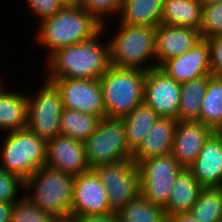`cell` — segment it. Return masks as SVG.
<instances>
[{
	"instance_id": "6da1fadb",
	"label": "cell",
	"mask_w": 222,
	"mask_h": 222,
	"mask_svg": "<svg viewBox=\"0 0 222 222\" xmlns=\"http://www.w3.org/2000/svg\"><path fill=\"white\" fill-rule=\"evenodd\" d=\"M106 30L109 31V27H102L93 38L51 54L44 60V79H100L111 66L107 37L106 42H102Z\"/></svg>"
},
{
	"instance_id": "7a4b0ae2",
	"label": "cell",
	"mask_w": 222,
	"mask_h": 222,
	"mask_svg": "<svg viewBox=\"0 0 222 222\" xmlns=\"http://www.w3.org/2000/svg\"><path fill=\"white\" fill-rule=\"evenodd\" d=\"M35 30L33 40L36 46L46 49V60L61 48L93 38L102 30V25L88 11L76 5L62 7L52 17L37 24Z\"/></svg>"
},
{
	"instance_id": "3957f363",
	"label": "cell",
	"mask_w": 222,
	"mask_h": 222,
	"mask_svg": "<svg viewBox=\"0 0 222 222\" xmlns=\"http://www.w3.org/2000/svg\"><path fill=\"white\" fill-rule=\"evenodd\" d=\"M75 176L42 166L24 182V194L41 211L60 221L71 212Z\"/></svg>"
},
{
	"instance_id": "277c9868",
	"label": "cell",
	"mask_w": 222,
	"mask_h": 222,
	"mask_svg": "<svg viewBox=\"0 0 222 222\" xmlns=\"http://www.w3.org/2000/svg\"><path fill=\"white\" fill-rule=\"evenodd\" d=\"M114 28L110 38L106 36L112 66L144 71L157 67L155 28L118 22Z\"/></svg>"
},
{
	"instance_id": "5b68a950",
	"label": "cell",
	"mask_w": 222,
	"mask_h": 222,
	"mask_svg": "<svg viewBox=\"0 0 222 222\" xmlns=\"http://www.w3.org/2000/svg\"><path fill=\"white\" fill-rule=\"evenodd\" d=\"M146 71L110 66L100 77L108 118H123L144 102Z\"/></svg>"
},
{
	"instance_id": "8992f818",
	"label": "cell",
	"mask_w": 222,
	"mask_h": 222,
	"mask_svg": "<svg viewBox=\"0 0 222 222\" xmlns=\"http://www.w3.org/2000/svg\"><path fill=\"white\" fill-rule=\"evenodd\" d=\"M5 137V138H4ZM0 146V168L26 181L45 166L46 142L27 128L4 133Z\"/></svg>"
},
{
	"instance_id": "52a82bcc",
	"label": "cell",
	"mask_w": 222,
	"mask_h": 222,
	"mask_svg": "<svg viewBox=\"0 0 222 222\" xmlns=\"http://www.w3.org/2000/svg\"><path fill=\"white\" fill-rule=\"evenodd\" d=\"M84 148L90 169L133 156L128 148L125 123L122 118L100 119L96 130L84 142Z\"/></svg>"
},
{
	"instance_id": "ba28073f",
	"label": "cell",
	"mask_w": 222,
	"mask_h": 222,
	"mask_svg": "<svg viewBox=\"0 0 222 222\" xmlns=\"http://www.w3.org/2000/svg\"><path fill=\"white\" fill-rule=\"evenodd\" d=\"M45 81V82H44ZM39 89L28 92L27 126L45 142L60 135V118L63 110L61 92L44 79Z\"/></svg>"
},
{
	"instance_id": "9c48e42d",
	"label": "cell",
	"mask_w": 222,
	"mask_h": 222,
	"mask_svg": "<svg viewBox=\"0 0 222 222\" xmlns=\"http://www.w3.org/2000/svg\"><path fill=\"white\" fill-rule=\"evenodd\" d=\"M93 170L106 189L113 213L142 194L141 170L132 158L100 165Z\"/></svg>"
},
{
	"instance_id": "30bf717a",
	"label": "cell",
	"mask_w": 222,
	"mask_h": 222,
	"mask_svg": "<svg viewBox=\"0 0 222 222\" xmlns=\"http://www.w3.org/2000/svg\"><path fill=\"white\" fill-rule=\"evenodd\" d=\"M142 196L163 209L178 174L184 169L171 153L141 161Z\"/></svg>"
},
{
	"instance_id": "8fae6325",
	"label": "cell",
	"mask_w": 222,
	"mask_h": 222,
	"mask_svg": "<svg viewBox=\"0 0 222 222\" xmlns=\"http://www.w3.org/2000/svg\"><path fill=\"white\" fill-rule=\"evenodd\" d=\"M61 92L63 108L74 109L83 113L106 117L103 92L100 79H53Z\"/></svg>"
},
{
	"instance_id": "7c38bea8",
	"label": "cell",
	"mask_w": 222,
	"mask_h": 222,
	"mask_svg": "<svg viewBox=\"0 0 222 222\" xmlns=\"http://www.w3.org/2000/svg\"><path fill=\"white\" fill-rule=\"evenodd\" d=\"M181 84L169 77L159 67L146 71L144 102L159 117L177 120Z\"/></svg>"
},
{
	"instance_id": "4fadbf2b",
	"label": "cell",
	"mask_w": 222,
	"mask_h": 222,
	"mask_svg": "<svg viewBox=\"0 0 222 222\" xmlns=\"http://www.w3.org/2000/svg\"><path fill=\"white\" fill-rule=\"evenodd\" d=\"M113 213L107 192L97 173L90 169L74 178L70 217Z\"/></svg>"
},
{
	"instance_id": "5bb4252c",
	"label": "cell",
	"mask_w": 222,
	"mask_h": 222,
	"mask_svg": "<svg viewBox=\"0 0 222 222\" xmlns=\"http://www.w3.org/2000/svg\"><path fill=\"white\" fill-rule=\"evenodd\" d=\"M45 165L73 176L90 170L84 142L63 135H57L46 142Z\"/></svg>"
},
{
	"instance_id": "9a60e30c",
	"label": "cell",
	"mask_w": 222,
	"mask_h": 222,
	"mask_svg": "<svg viewBox=\"0 0 222 222\" xmlns=\"http://www.w3.org/2000/svg\"><path fill=\"white\" fill-rule=\"evenodd\" d=\"M159 68L180 84L209 76L211 64L208 40L202 39L189 52L165 61Z\"/></svg>"
},
{
	"instance_id": "2e32d148",
	"label": "cell",
	"mask_w": 222,
	"mask_h": 222,
	"mask_svg": "<svg viewBox=\"0 0 222 222\" xmlns=\"http://www.w3.org/2000/svg\"><path fill=\"white\" fill-rule=\"evenodd\" d=\"M214 131L200 121H178L171 154L183 168L195 161L206 140Z\"/></svg>"
},
{
	"instance_id": "e0dca14e",
	"label": "cell",
	"mask_w": 222,
	"mask_h": 222,
	"mask_svg": "<svg viewBox=\"0 0 222 222\" xmlns=\"http://www.w3.org/2000/svg\"><path fill=\"white\" fill-rule=\"evenodd\" d=\"M201 40L199 30L159 24L155 28L157 67L167 60L189 52Z\"/></svg>"
},
{
	"instance_id": "ac0fdd59",
	"label": "cell",
	"mask_w": 222,
	"mask_h": 222,
	"mask_svg": "<svg viewBox=\"0 0 222 222\" xmlns=\"http://www.w3.org/2000/svg\"><path fill=\"white\" fill-rule=\"evenodd\" d=\"M202 187L222 186V132H213L188 168Z\"/></svg>"
},
{
	"instance_id": "d6986e66",
	"label": "cell",
	"mask_w": 222,
	"mask_h": 222,
	"mask_svg": "<svg viewBox=\"0 0 222 222\" xmlns=\"http://www.w3.org/2000/svg\"><path fill=\"white\" fill-rule=\"evenodd\" d=\"M178 121L159 117L150 128L142 144L133 153L132 159L138 165L141 161L171 153Z\"/></svg>"
},
{
	"instance_id": "ffe728a7",
	"label": "cell",
	"mask_w": 222,
	"mask_h": 222,
	"mask_svg": "<svg viewBox=\"0 0 222 222\" xmlns=\"http://www.w3.org/2000/svg\"><path fill=\"white\" fill-rule=\"evenodd\" d=\"M10 88L11 91L5 85L0 90L1 133L25 129L27 126L28 95L21 89L16 91Z\"/></svg>"
},
{
	"instance_id": "44dd1931",
	"label": "cell",
	"mask_w": 222,
	"mask_h": 222,
	"mask_svg": "<svg viewBox=\"0 0 222 222\" xmlns=\"http://www.w3.org/2000/svg\"><path fill=\"white\" fill-rule=\"evenodd\" d=\"M202 186L196 181L189 169H183L175 179L169 194V200L164 208L166 217L190 212L197 201Z\"/></svg>"
},
{
	"instance_id": "7402d4cb",
	"label": "cell",
	"mask_w": 222,
	"mask_h": 222,
	"mask_svg": "<svg viewBox=\"0 0 222 222\" xmlns=\"http://www.w3.org/2000/svg\"><path fill=\"white\" fill-rule=\"evenodd\" d=\"M163 2L164 0H122L116 20L126 25L156 28L161 24Z\"/></svg>"
},
{
	"instance_id": "603a6c76",
	"label": "cell",
	"mask_w": 222,
	"mask_h": 222,
	"mask_svg": "<svg viewBox=\"0 0 222 222\" xmlns=\"http://www.w3.org/2000/svg\"><path fill=\"white\" fill-rule=\"evenodd\" d=\"M202 5L199 0H164L161 23L199 30Z\"/></svg>"
},
{
	"instance_id": "cb8c5ba5",
	"label": "cell",
	"mask_w": 222,
	"mask_h": 222,
	"mask_svg": "<svg viewBox=\"0 0 222 222\" xmlns=\"http://www.w3.org/2000/svg\"><path fill=\"white\" fill-rule=\"evenodd\" d=\"M158 118L157 112L145 102L137 105L128 115L122 118L125 123L128 148L132 153L142 144L145 136Z\"/></svg>"
},
{
	"instance_id": "d4e9b609",
	"label": "cell",
	"mask_w": 222,
	"mask_h": 222,
	"mask_svg": "<svg viewBox=\"0 0 222 222\" xmlns=\"http://www.w3.org/2000/svg\"><path fill=\"white\" fill-rule=\"evenodd\" d=\"M199 121L214 132H222V76H208Z\"/></svg>"
},
{
	"instance_id": "484cf974",
	"label": "cell",
	"mask_w": 222,
	"mask_h": 222,
	"mask_svg": "<svg viewBox=\"0 0 222 222\" xmlns=\"http://www.w3.org/2000/svg\"><path fill=\"white\" fill-rule=\"evenodd\" d=\"M207 85L208 76H202L181 84L177 121H199Z\"/></svg>"
},
{
	"instance_id": "4316f807",
	"label": "cell",
	"mask_w": 222,
	"mask_h": 222,
	"mask_svg": "<svg viewBox=\"0 0 222 222\" xmlns=\"http://www.w3.org/2000/svg\"><path fill=\"white\" fill-rule=\"evenodd\" d=\"M99 121L97 116L63 108L60 118V135L85 142L96 130Z\"/></svg>"
},
{
	"instance_id": "83f0119b",
	"label": "cell",
	"mask_w": 222,
	"mask_h": 222,
	"mask_svg": "<svg viewBox=\"0 0 222 222\" xmlns=\"http://www.w3.org/2000/svg\"><path fill=\"white\" fill-rule=\"evenodd\" d=\"M115 214L118 222H167L164 209L152 204L142 195L129 201Z\"/></svg>"
},
{
	"instance_id": "f1b7e54d",
	"label": "cell",
	"mask_w": 222,
	"mask_h": 222,
	"mask_svg": "<svg viewBox=\"0 0 222 222\" xmlns=\"http://www.w3.org/2000/svg\"><path fill=\"white\" fill-rule=\"evenodd\" d=\"M190 212L200 222H222V187H202Z\"/></svg>"
},
{
	"instance_id": "f546056e",
	"label": "cell",
	"mask_w": 222,
	"mask_h": 222,
	"mask_svg": "<svg viewBox=\"0 0 222 222\" xmlns=\"http://www.w3.org/2000/svg\"><path fill=\"white\" fill-rule=\"evenodd\" d=\"M11 222H60V220L41 211L23 193L13 204Z\"/></svg>"
},
{
	"instance_id": "4dcf8cb0",
	"label": "cell",
	"mask_w": 222,
	"mask_h": 222,
	"mask_svg": "<svg viewBox=\"0 0 222 222\" xmlns=\"http://www.w3.org/2000/svg\"><path fill=\"white\" fill-rule=\"evenodd\" d=\"M121 4L122 0H80L79 3L80 7L88 11L102 27L110 25V18L116 19L120 13Z\"/></svg>"
},
{
	"instance_id": "1f68e13d",
	"label": "cell",
	"mask_w": 222,
	"mask_h": 222,
	"mask_svg": "<svg viewBox=\"0 0 222 222\" xmlns=\"http://www.w3.org/2000/svg\"><path fill=\"white\" fill-rule=\"evenodd\" d=\"M199 32L206 40L222 34V2L202 6Z\"/></svg>"
},
{
	"instance_id": "d6a6232c",
	"label": "cell",
	"mask_w": 222,
	"mask_h": 222,
	"mask_svg": "<svg viewBox=\"0 0 222 222\" xmlns=\"http://www.w3.org/2000/svg\"><path fill=\"white\" fill-rule=\"evenodd\" d=\"M23 192L24 181L17 175L0 168V201L15 202L21 197L18 195Z\"/></svg>"
},
{
	"instance_id": "836d02e7",
	"label": "cell",
	"mask_w": 222,
	"mask_h": 222,
	"mask_svg": "<svg viewBox=\"0 0 222 222\" xmlns=\"http://www.w3.org/2000/svg\"><path fill=\"white\" fill-rule=\"evenodd\" d=\"M27 8L34 15L37 24L41 23L44 19L52 17L57 13L62 6L57 0H26Z\"/></svg>"
},
{
	"instance_id": "e575fe53",
	"label": "cell",
	"mask_w": 222,
	"mask_h": 222,
	"mask_svg": "<svg viewBox=\"0 0 222 222\" xmlns=\"http://www.w3.org/2000/svg\"><path fill=\"white\" fill-rule=\"evenodd\" d=\"M207 40L210 48L211 75L222 76V34Z\"/></svg>"
},
{
	"instance_id": "d590c367",
	"label": "cell",
	"mask_w": 222,
	"mask_h": 222,
	"mask_svg": "<svg viewBox=\"0 0 222 222\" xmlns=\"http://www.w3.org/2000/svg\"><path fill=\"white\" fill-rule=\"evenodd\" d=\"M69 222H118L115 213L70 217Z\"/></svg>"
},
{
	"instance_id": "8d00e7d4",
	"label": "cell",
	"mask_w": 222,
	"mask_h": 222,
	"mask_svg": "<svg viewBox=\"0 0 222 222\" xmlns=\"http://www.w3.org/2000/svg\"><path fill=\"white\" fill-rule=\"evenodd\" d=\"M14 202L0 201V222H11V213Z\"/></svg>"
},
{
	"instance_id": "74e56055",
	"label": "cell",
	"mask_w": 222,
	"mask_h": 222,
	"mask_svg": "<svg viewBox=\"0 0 222 222\" xmlns=\"http://www.w3.org/2000/svg\"><path fill=\"white\" fill-rule=\"evenodd\" d=\"M167 222H200L191 212H184L171 215L167 218Z\"/></svg>"
},
{
	"instance_id": "f35d334b",
	"label": "cell",
	"mask_w": 222,
	"mask_h": 222,
	"mask_svg": "<svg viewBox=\"0 0 222 222\" xmlns=\"http://www.w3.org/2000/svg\"><path fill=\"white\" fill-rule=\"evenodd\" d=\"M62 7H73L79 5L80 0H57Z\"/></svg>"
},
{
	"instance_id": "ab89813d",
	"label": "cell",
	"mask_w": 222,
	"mask_h": 222,
	"mask_svg": "<svg viewBox=\"0 0 222 222\" xmlns=\"http://www.w3.org/2000/svg\"><path fill=\"white\" fill-rule=\"evenodd\" d=\"M202 6L209 5L212 3H220L222 0H199Z\"/></svg>"
},
{
	"instance_id": "60d3db41",
	"label": "cell",
	"mask_w": 222,
	"mask_h": 222,
	"mask_svg": "<svg viewBox=\"0 0 222 222\" xmlns=\"http://www.w3.org/2000/svg\"><path fill=\"white\" fill-rule=\"evenodd\" d=\"M0 76H1V73H0ZM5 77H0V90L5 86L7 85V82L6 80H4Z\"/></svg>"
}]
</instances>
